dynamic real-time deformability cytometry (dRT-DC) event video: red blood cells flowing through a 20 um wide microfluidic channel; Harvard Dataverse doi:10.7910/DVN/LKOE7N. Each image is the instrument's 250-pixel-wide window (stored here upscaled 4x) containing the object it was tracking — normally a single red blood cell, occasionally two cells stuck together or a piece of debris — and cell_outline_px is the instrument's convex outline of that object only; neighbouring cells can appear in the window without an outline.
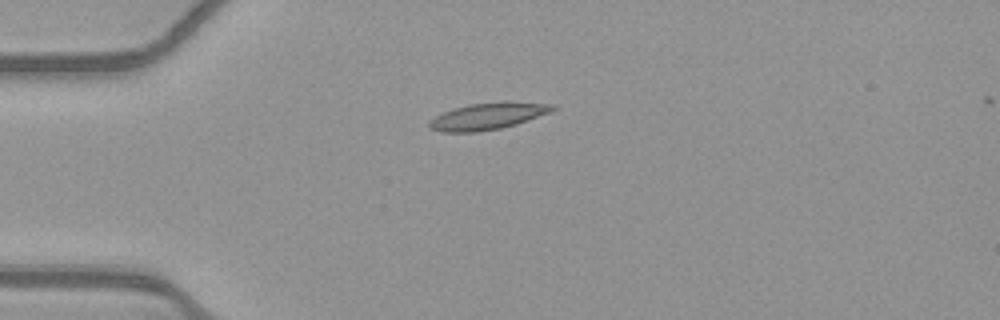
{"species": "common noctule bat (a hibernating species)", "species_latin": "Nyctalus noctula", "temperature_condition": "warm", "stored_images_in_passage": 40, "camera_frame_rate_fps": 3000, "um_per_image_px": 0.085, "animal": {"sex": "female", "body_mass_g": 21.9}, "frame": {"image": 1, "passage_image": 1, "time_ms": 0.0, "image_size_px": [1000, 320], "cell_outline_px": [[556, 108], [552, 112], [516, 124], [500, 128], [476, 132], [440, 132], [428, 128], [428, 120], [452, 108], [468, 104], [504, 100], [556, 104]], "centroid_in_image_um": [41.48, 9.85], "position_along_channel_um": 43.5, "area_um2": 19.71}}
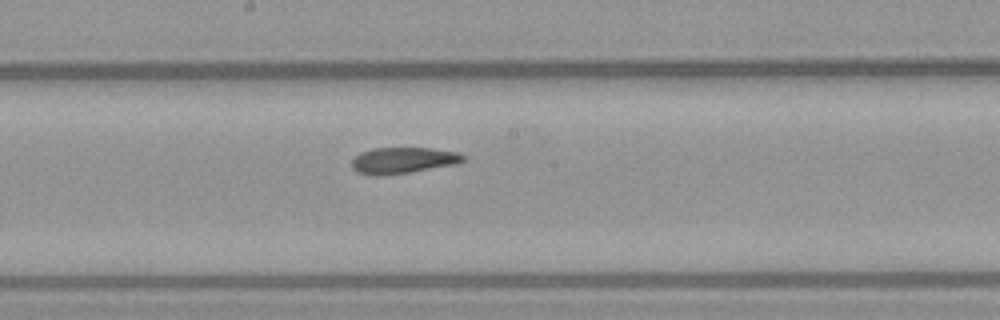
{"frame": {"image": 2, "passage_image": 16, "time_ms": 5.0, "image_size_px": [1000, 320], "cell_outline_px": [[464, 160], [456, 164], [408, 172], [380, 176], [372, 176], [356, 172], [352, 168], [352, 160], [360, 152], [372, 148], [432, 148], [456, 152], [464, 156]], "centroid_in_image_um": [34.2, 13.63], "position_along_channel_um": 214.0, "area_um2": 16.94}}
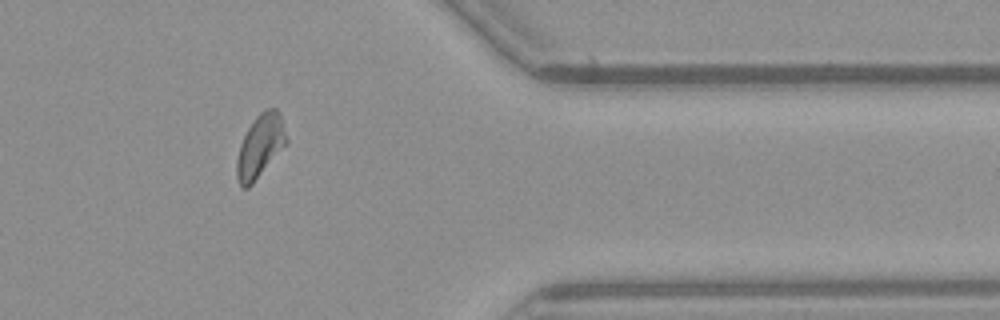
{"frame": {"image": 3, "passage_image": 31, "time_ms": 10.0, "image_size_px": [1000, 320], "cell_outline_px": [[288, 144], [252, 184], [248, 188], [240, 188], [236, 176], [236, 160], [240, 144], [248, 128], [256, 116], [264, 108], [276, 108], [280, 112], [288, 140]], "centroid_in_image_um": [22.13, 12.42], "position_along_channel_um": 389.3, "area_um2": 18.55}, "authors_computed_cell_mechanics": {"area_um2": 17.8602, "velocity_mm_per_s": 3.8891, "shape_relaxation_time_tau1_ms": 8.9511, "shape_relaxation_time_tau2_ms": 3.7818, "deformation_change_tau1": 0.1965, "deformation_change_tau2": 0.095}}